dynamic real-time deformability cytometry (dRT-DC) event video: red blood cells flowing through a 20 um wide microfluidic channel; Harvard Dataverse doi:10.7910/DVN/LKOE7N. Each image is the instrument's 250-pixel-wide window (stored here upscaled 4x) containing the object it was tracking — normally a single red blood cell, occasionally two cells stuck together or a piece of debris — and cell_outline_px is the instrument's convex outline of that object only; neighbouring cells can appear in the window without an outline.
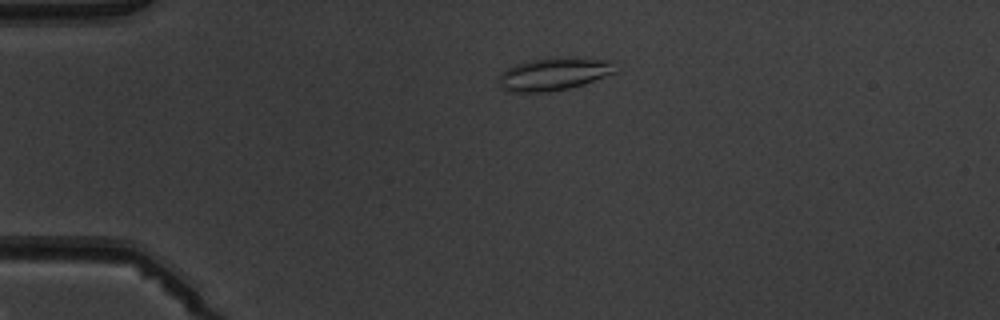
{"species": "common noctule bat (a hibernating species)", "species_latin": "Nyctalus noctula", "temperature_condition": "warm", "stored_images_in_passage": 4, "camera_frame_rate_fps": 3000, "um_per_image_px": 0.085, "animal": {"sex": "male", "body_mass_g": 19.5, "forearm_length_mm": 54.6}, "frame": {"image": 1, "passage_image": 3, "time_ms": 3.333, "image_size_px": [1000, 320], "cell_outline_px": [[616, 72], [584, 84], [568, 88], [548, 92], [508, 92], [500, 88], [496, 76], [500, 72], [516, 64], [528, 60], [548, 56], [576, 56], [612, 60]], "centroid_in_image_um": [47.04, 6.26], "position_along_channel_um": 38.0, "area_um2": 23.06}}